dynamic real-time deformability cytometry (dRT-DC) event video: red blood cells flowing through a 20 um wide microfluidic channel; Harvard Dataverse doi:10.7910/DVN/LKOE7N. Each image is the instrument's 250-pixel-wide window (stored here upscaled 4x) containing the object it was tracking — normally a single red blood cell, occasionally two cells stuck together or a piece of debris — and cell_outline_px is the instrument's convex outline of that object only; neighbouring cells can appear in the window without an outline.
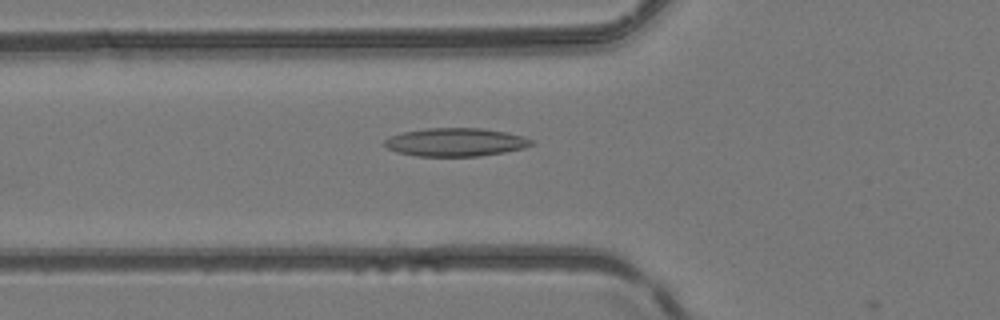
{"species": "common noctule bat (a hibernating species)", "species_latin": "Nyctalus noctula", "temperature_condition": "room temperature", "stored_images_in_passage": 19, "camera_frame_rate_fps": 3000, "um_per_image_px": 0.085, "animal": {"sex": "female", "body_mass_g": 24.6, "forearm_length_mm": 56.2}, "frame": {"image": 1, "passage_image": 18, "time_ms": 5.667, "image_size_px": [1000, 320], "cell_outline_px": [[532, 144], [524, 148], [504, 152], [476, 156], [416, 156], [396, 152], [388, 148], [384, 144], [384, 140], [392, 136], [404, 132], [424, 128], [480, 128], [504, 132], [524, 136], [532, 140]], "centroid_in_image_um": [38.71, 12.08], "position_along_channel_um": 87.1, "area_um2": 23.99}}